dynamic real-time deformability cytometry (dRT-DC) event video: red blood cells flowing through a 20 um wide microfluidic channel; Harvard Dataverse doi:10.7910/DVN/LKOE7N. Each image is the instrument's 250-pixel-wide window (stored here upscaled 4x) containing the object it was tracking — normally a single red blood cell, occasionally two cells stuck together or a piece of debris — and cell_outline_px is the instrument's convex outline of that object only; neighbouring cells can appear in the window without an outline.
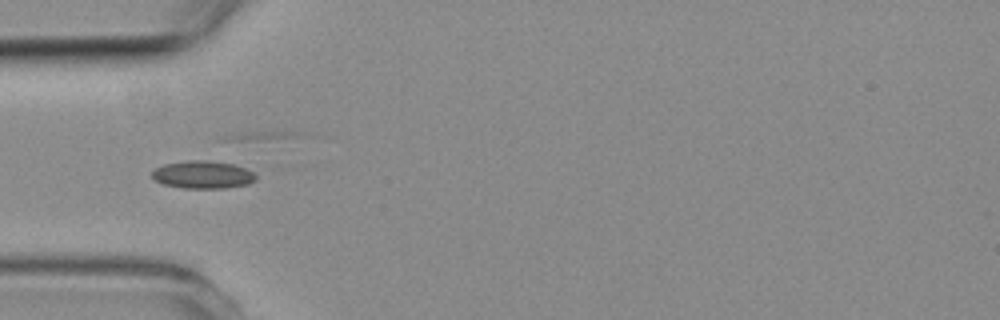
{"species": "common noctule bat (a hibernating species)", "species_latin": "Nyctalus noctula", "temperature_condition": "room temperature", "stored_images_in_passage": 6, "camera_frame_rate_fps": 3000, "um_per_image_px": 0.085, "animal": {"sex": "female", "body_mass_g": 19.3, "forearm_length_mm": 54.1}, "frame": {"image": 1, "passage_image": 4, "time_ms": 3.333, "image_size_px": [1000, 320], "cell_outline_px": [[256, 180], [248, 184], [224, 188], [184, 188], [164, 184], [156, 180], [152, 176], [152, 168], [164, 164], [188, 160], [208, 160], [232, 164], [244, 168], [252, 172], [256, 176]], "centroid_in_image_um": [17.21, 14.84], "position_along_channel_um": 67.8, "area_um2": 16.7}}
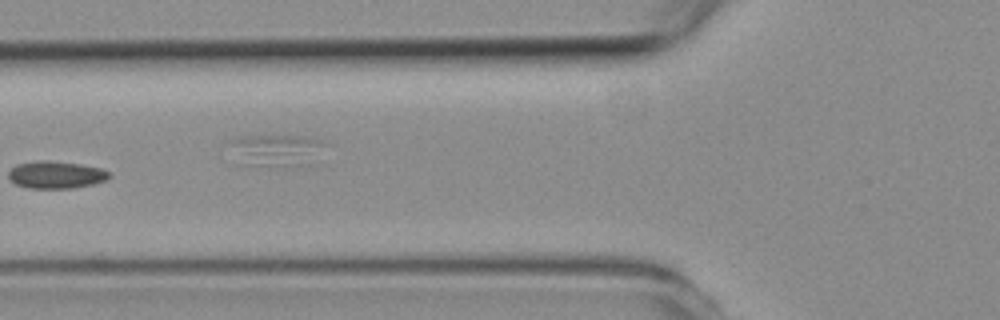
{"frame": {"image": 2, "passage_image": 5, "time_ms": 4.667, "image_size_px": [1000, 320], "cell_outline_px": [[324, 144], [284, 164], [236, 164], [232, 140], [244, 136], [304, 136], [320, 140]], "centroid_in_image_um": [23.13, 12.66], "position_along_channel_um": 102.7, "area_um2": 14.8}}
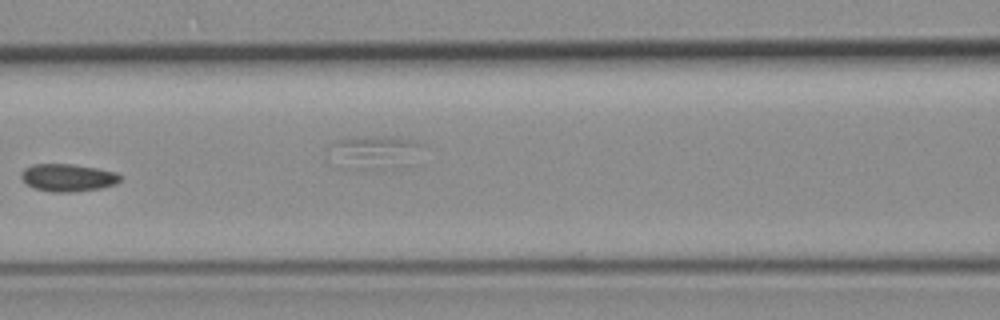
{"frame": {"image": 3, "passage_image": 6, "time_ms": 5.667, "image_size_px": [1000, 320], "cell_outline_px": [[124, 176], [116, 184], [100, 188], [72, 192], [52, 192], [36, 188], [28, 184], [20, 176], [20, 172], [24, 168], [32, 164], [72, 164], [96, 168], [116, 172]], "centroid_in_image_um": [5.79, 15.09], "position_along_channel_um": 160.8, "area_um2": 15.9}}